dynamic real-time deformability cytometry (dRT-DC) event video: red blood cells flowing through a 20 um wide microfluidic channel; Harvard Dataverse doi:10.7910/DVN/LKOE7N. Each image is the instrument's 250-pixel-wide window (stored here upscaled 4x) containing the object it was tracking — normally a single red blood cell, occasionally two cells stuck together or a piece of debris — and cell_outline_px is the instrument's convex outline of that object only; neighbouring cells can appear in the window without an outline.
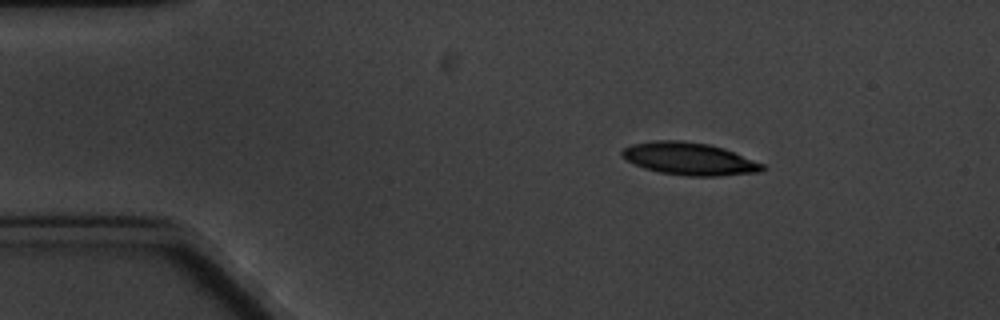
{"species": "common noctule bat (a hibernating species)", "species_latin": "Nyctalus noctula", "temperature_condition": "cold", "stored_images_in_passage": 4, "camera_frame_rate_fps": 3000, "um_per_image_px": 0.085, "animal": {"sex": "male", "body_mass_g": 20.1, "forearm_length_mm": 53.5}, "frame": {"image": 1, "passage_image": 1, "time_ms": 0.0, "image_size_px": [1000, 320], "cell_outline_px": [[768, 168], [760, 172], [716, 176], [688, 176], [660, 172], [644, 168], [620, 156], [620, 152], [624, 148], [632, 144], [652, 140], [680, 140], [708, 144], [724, 148], [764, 164]], "centroid_in_image_um": [58.6, 13.49], "position_along_channel_um": 26.4, "area_um2": 26.59}}
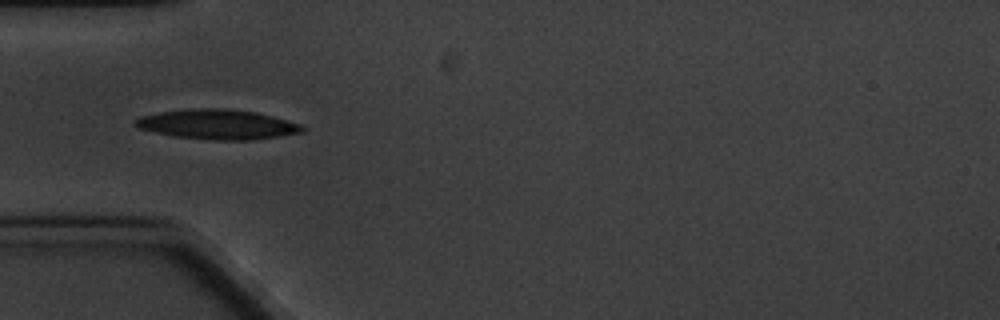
{"frame": {"image": 2, "passage_image": 4, "time_ms": 3.0, "image_size_px": [1000, 320], "cell_outline_px": [[308, 128], [304, 132], [252, 140], [212, 140], [172, 136], [136, 128], [132, 124], [132, 120], [140, 116], [160, 112], [188, 108], [224, 108], [256, 112], [272, 116], [300, 124]], "centroid_in_image_um": [18.44, 10.57], "position_along_channel_um": 66.6, "area_um2": 29.36}}